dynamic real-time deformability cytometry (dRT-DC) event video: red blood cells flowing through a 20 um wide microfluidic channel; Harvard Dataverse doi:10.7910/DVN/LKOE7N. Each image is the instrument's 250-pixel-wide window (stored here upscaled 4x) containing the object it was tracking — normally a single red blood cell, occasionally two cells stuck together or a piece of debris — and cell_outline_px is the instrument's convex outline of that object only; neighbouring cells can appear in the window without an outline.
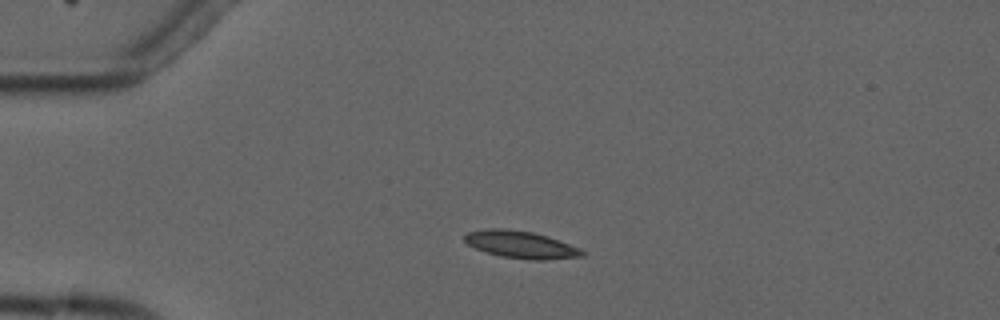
{"species": "common noctule bat (a hibernating species)", "species_latin": "Nyctalus noctula", "temperature_condition": "cold", "stored_images_in_passage": 4, "camera_frame_rate_fps": 3000, "um_per_image_px": 0.085, "animal": {"sex": "male", "forearm_length_mm": 52.5}, "frame": {"image": 1, "passage_image": 2, "time_ms": 1.0, "image_size_px": [1000, 320], "cell_outline_px": [[584, 256], [548, 260], [532, 260], [500, 256], [476, 248], [468, 244], [464, 240], [464, 236], [468, 232], [488, 228], [504, 228], [532, 232], [548, 236], [580, 248], [584, 252]], "centroid_in_image_um": [44.29, 20.79], "position_along_channel_um": 40.7, "area_um2": 18.61}}
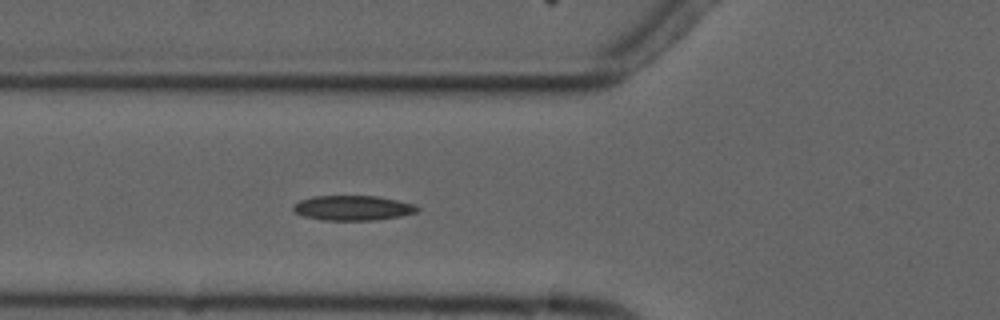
{"frame": {"image": 2, "passage_image": 4, "time_ms": 3.333, "image_size_px": [1000, 320], "cell_outline_px": [[420, 208], [416, 212], [400, 216], [376, 220], [324, 220], [304, 216], [296, 212], [292, 208], [292, 204], [300, 200], [312, 196], [376, 196], [416, 204]], "centroid_in_image_um": [29.98, 17.67], "position_along_channel_um": 95.8, "area_um2": 17.98}}